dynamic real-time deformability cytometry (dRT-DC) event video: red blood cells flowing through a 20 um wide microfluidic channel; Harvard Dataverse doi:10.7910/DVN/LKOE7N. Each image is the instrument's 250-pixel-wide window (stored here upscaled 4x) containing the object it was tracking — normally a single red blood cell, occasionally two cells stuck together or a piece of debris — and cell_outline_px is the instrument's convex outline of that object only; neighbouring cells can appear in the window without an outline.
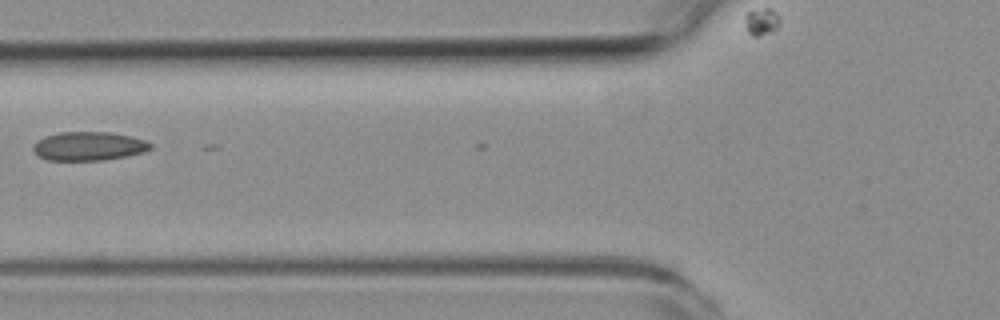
{"species": "common noctule bat (a hibernating species)", "species_latin": "Nyctalus noctula", "temperature_condition": "room temperature", "stored_images_in_passage": 3, "camera_frame_rate_fps": 3000, "um_per_image_px": 0.085, "animal": {"sex": "female", "body_mass_g": 19.3, "forearm_length_mm": 54.1}, "frame": {"image": 1, "passage_image": 3, "time_ms": 2.333, "image_size_px": [1000, 320], "cell_outline_px": [[152, 148], [144, 152], [128, 156], [104, 160], [48, 160], [36, 156], [32, 148], [32, 144], [44, 136], [60, 132], [112, 132], [132, 136], [144, 140], [152, 144]], "centroid_in_image_um": [7.52, 12.42], "position_along_channel_um": 118.3, "area_um2": 19.94}}